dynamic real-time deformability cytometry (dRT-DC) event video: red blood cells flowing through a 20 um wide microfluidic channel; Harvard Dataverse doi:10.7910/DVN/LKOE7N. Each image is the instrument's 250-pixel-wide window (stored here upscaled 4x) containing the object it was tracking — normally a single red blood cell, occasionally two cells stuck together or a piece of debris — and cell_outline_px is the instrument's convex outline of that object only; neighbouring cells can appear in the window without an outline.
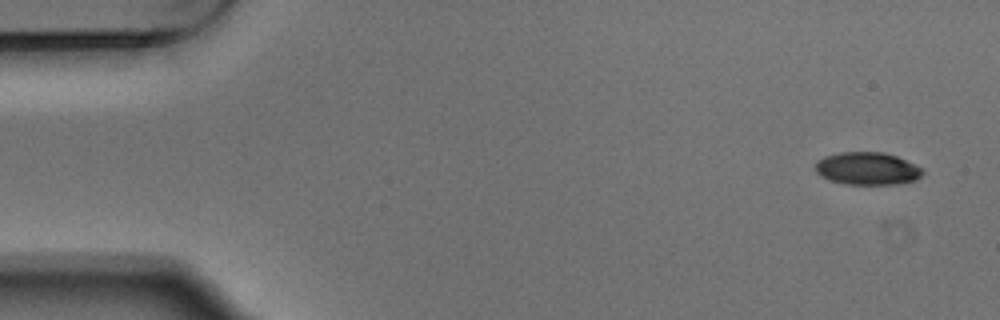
{"species": "Egyptian fruit bat (a non-hibernating species)", "species_latin": "Rousettus aegyptiacus", "temperature_condition": "warm", "stored_images_in_passage": 6, "camera_frame_rate_fps": 3000, "um_per_image_px": 0.085, "animal": {"sex": "male"}, "frame": {"image": 1, "passage_image": 1, "time_ms": 0.0, "image_size_px": [1000, 320], "cell_outline_px": [[924, 172], [916, 180], [896, 184], [844, 184], [828, 180], [820, 176], [816, 172], [816, 160], [824, 156], [840, 152], [884, 152], [896, 156], [924, 168]], "centroid_in_image_um": [73.71, 14.32], "position_along_channel_um": 11.3, "area_um2": 20.58}}
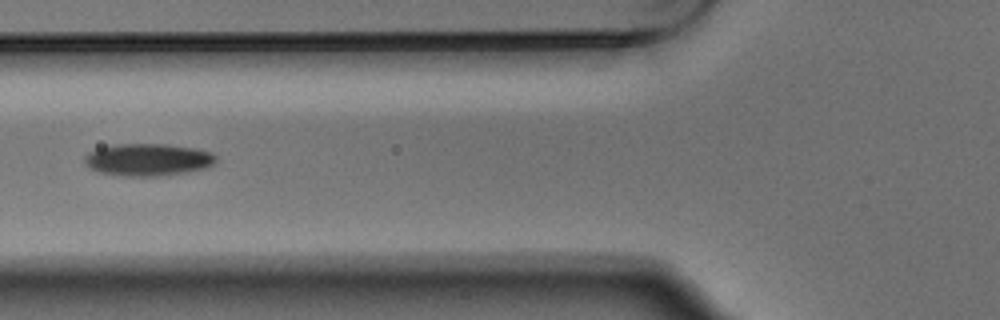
{"frame": {"image": 2, "passage_image": 6, "time_ms": 1.667, "image_size_px": [1000, 320], "cell_outline_px": [[216, 160], [212, 164], [204, 168], [184, 172], [156, 176], [120, 176], [100, 172], [88, 168], [84, 164], [84, 156], [88, 152], [100, 148], [116, 144], [164, 144], [196, 148], [212, 152], [216, 156]], "centroid_in_image_um": [12.53, 13.57], "position_along_channel_um": 113.3, "area_um2": 24.68}}